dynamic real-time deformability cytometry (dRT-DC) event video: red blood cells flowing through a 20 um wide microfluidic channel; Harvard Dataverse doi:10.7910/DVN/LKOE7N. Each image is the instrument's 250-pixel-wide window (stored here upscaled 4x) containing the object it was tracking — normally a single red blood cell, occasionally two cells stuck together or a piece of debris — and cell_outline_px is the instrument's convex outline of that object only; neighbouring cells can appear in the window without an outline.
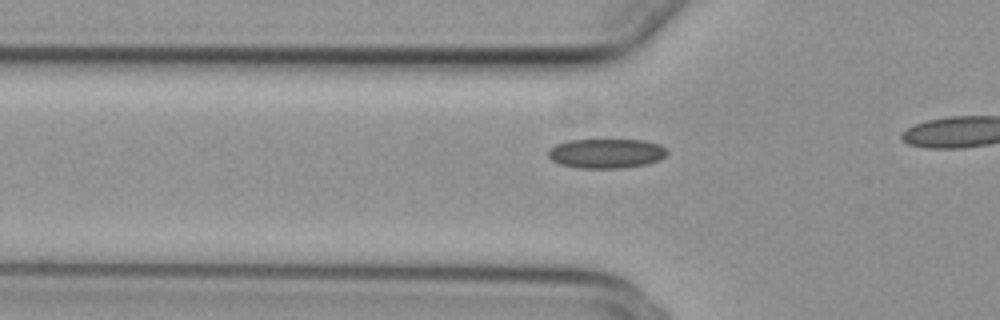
{"species": "common noctule bat (a hibernating species)", "species_latin": "Nyctalus noctula", "temperature_condition": "cold", "stored_images_in_passage": 11, "camera_frame_rate_fps": 3000, "um_per_image_px": 0.085, "animal": {"sex": "female", "body_mass_g": 29.2, "forearm_length_mm": 56.3}, "frame": {"image": 1, "passage_image": 5, "time_ms": 1.333, "image_size_px": [1000, 320], "cell_outline_px": [[668, 152], [660, 160], [648, 164], [620, 168], [576, 168], [560, 164], [552, 160], [548, 156], [548, 148], [556, 144], [568, 140], [644, 140], [660, 144]], "centroid_in_image_um": [51.51, 13.04], "position_along_channel_um": 74.3, "area_um2": 20.58}}